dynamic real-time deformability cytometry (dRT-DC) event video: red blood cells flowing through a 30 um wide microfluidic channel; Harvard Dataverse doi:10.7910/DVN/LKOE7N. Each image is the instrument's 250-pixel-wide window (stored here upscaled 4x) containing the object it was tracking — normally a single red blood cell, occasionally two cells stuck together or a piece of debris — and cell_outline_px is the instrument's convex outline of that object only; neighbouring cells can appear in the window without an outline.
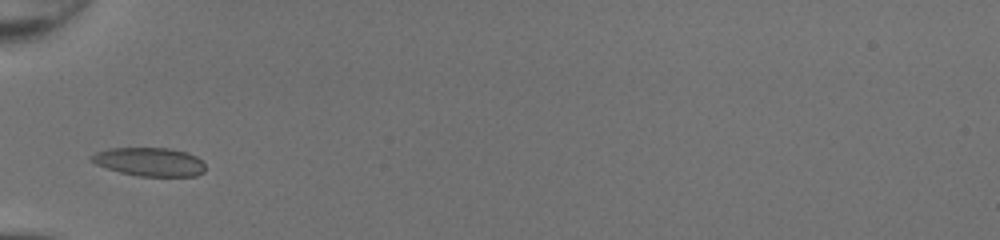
{"species": "common noctule bat (a hibernating species)", "species_latin": "Nyctalus noctula", "temperature_condition": "room temperature", "stored_images_in_passage": 26, "camera_frame_rate_fps": 3000, "um_per_image_px": 0.085, "animal": {"sex": "female", "body_mass_g": 20.0, "forearm_length_mm": 54.0}, "frame": {"image": 1, "passage_image": 1, "time_ms": 0.0, "image_size_px": [1000, 240], "cell_outline_px": [[204, 172], [196, 176], [140, 176], [120, 172], [96, 164], [88, 156], [96, 152], [112, 148], [168, 148], [188, 152], [196, 156], [204, 164]], "centroid_in_image_um": [12.73, 13.75], "position_along_channel_um": 72.3, "area_um2": 18.84}}
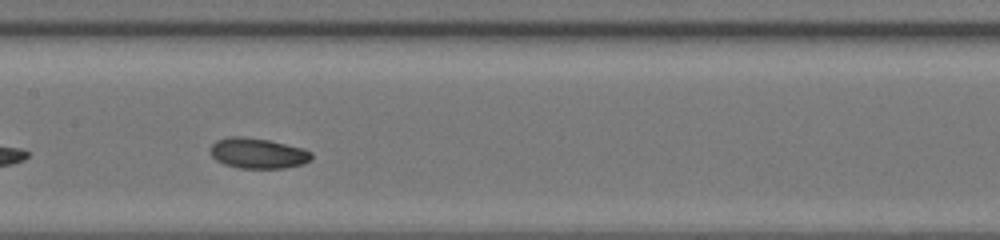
{"frame": {"image": 2, "passage_image": 9, "time_ms": 2.667, "image_size_px": [1000, 240], "cell_outline_px": [[312, 160], [304, 164], [284, 168], [236, 168], [224, 164], [216, 160], [212, 156], [212, 144], [216, 140], [228, 136], [244, 136], [268, 140], [304, 148], [312, 152]], "centroid_in_image_um": [21.95, 13.03], "position_along_channel_um": 185.5, "area_um2": 18.09}}
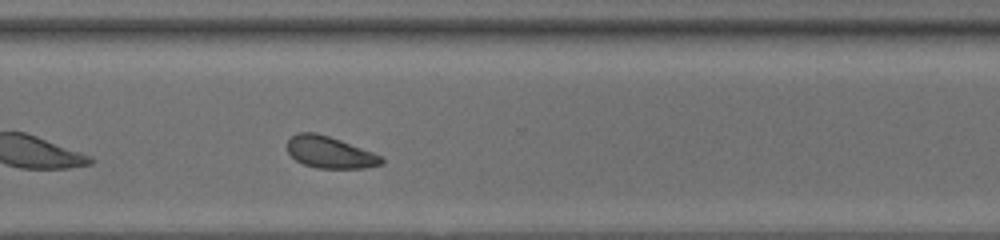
{"frame": {"image": 3, "passage_image": 20, "time_ms": 6.333, "image_size_px": [1000, 240], "cell_outline_px": [[384, 164], [364, 168], [316, 168], [304, 164], [296, 160], [288, 152], [288, 140], [292, 136], [300, 132], [316, 132], [340, 140], [372, 152], [380, 156], [384, 160]], "centroid_in_image_um": [28.04, 12.95], "position_along_channel_um": 342.6, "area_um2": 17.22}, "authors_computed_cell_mechanics": {"area_um2": 17.7446, "velocity_mm_per_s": 4.2934, "shape_relaxation_time_tau1_ms": 3.1232, "shape_relaxation_time_tau2_ms": null, "deformation_change_tau1": 0.0767, "deformation_change_tau2": null}}